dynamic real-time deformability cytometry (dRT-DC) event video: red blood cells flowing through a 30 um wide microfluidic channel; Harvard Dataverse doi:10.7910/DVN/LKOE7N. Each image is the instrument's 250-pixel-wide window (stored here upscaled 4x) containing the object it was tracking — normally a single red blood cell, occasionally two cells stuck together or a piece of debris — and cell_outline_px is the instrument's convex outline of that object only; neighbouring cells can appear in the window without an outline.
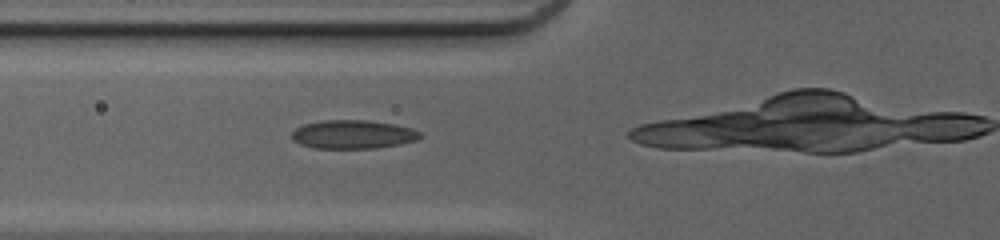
{"species": "common noctule bat (a hibernating species)", "species_latin": "Nyctalus noctula", "temperature_condition": "cold", "stored_images_in_passage": 20, "camera_frame_rate_fps": 3000, "um_per_image_px": 0.085, "animal": {"sex": "female", "body_mass_g": 20.0, "forearm_length_mm": 54.0}, "frame": {"image": 1, "passage_image": 16, "time_ms": 5.0, "image_size_px": [1000, 240], "cell_outline_px": [[424, 136], [420, 140], [400, 144], [376, 148], [312, 148], [300, 144], [292, 140], [292, 132], [296, 128], [304, 124], [324, 120], [364, 120], [396, 124], [412, 128], [420, 132]], "centroid_in_image_um": [30.05, 11.43], "position_along_channel_um": 95.8, "area_um2": 21.62}}